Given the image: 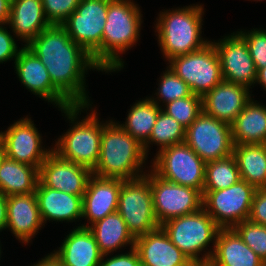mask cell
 Returning <instances> with one entry per match:
<instances>
[{
    "label": "cell",
    "instance_id": "1",
    "mask_svg": "<svg viewBox=\"0 0 266 266\" xmlns=\"http://www.w3.org/2000/svg\"><path fill=\"white\" fill-rule=\"evenodd\" d=\"M26 47L44 64L52 84L73 105H91L85 88V74L88 69L101 70L62 25H50Z\"/></svg>",
    "mask_w": 266,
    "mask_h": 266
},
{
    "label": "cell",
    "instance_id": "2",
    "mask_svg": "<svg viewBox=\"0 0 266 266\" xmlns=\"http://www.w3.org/2000/svg\"><path fill=\"white\" fill-rule=\"evenodd\" d=\"M147 157L143 145L118 122L106 121L102 129L99 160L92 172L101 178L136 179L146 174L141 167H144Z\"/></svg>",
    "mask_w": 266,
    "mask_h": 266
},
{
    "label": "cell",
    "instance_id": "3",
    "mask_svg": "<svg viewBox=\"0 0 266 266\" xmlns=\"http://www.w3.org/2000/svg\"><path fill=\"white\" fill-rule=\"evenodd\" d=\"M142 14L132 0H111L102 36V72L120 71L124 67L121 53L139 39Z\"/></svg>",
    "mask_w": 266,
    "mask_h": 266
},
{
    "label": "cell",
    "instance_id": "4",
    "mask_svg": "<svg viewBox=\"0 0 266 266\" xmlns=\"http://www.w3.org/2000/svg\"><path fill=\"white\" fill-rule=\"evenodd\" d=\"M203 8L194 4L160 12L155 32L165 59L198 51L211 42L201 36Z\"/></svg>",
    "mask_w": 266,
    "mask_h": 266
},
{
    "label": "cell",
    "instance_id": "5",
    "mask_svg": "<svg viewBox=\"0 0 266 266\" xmlns=\"http://www.w3.org/2000/svg\"><path fill=\"white\" fill-rule=\"evenodd\" d=\"M90 106L73 105L61 110L73 126L58 138L53 151L62 159L93 171L99 160L102 129L106 123L99 120L95 110L81 121L76 120L82 109H89Z\"/></svg>",
    "mask_w": 266,
    "mask_h": 266
},
{
    "label": "cell",
    "instance_id": "6",
    "mask_svg": "<svg viewBox=\"0 0 266 266\" xmlns=\"http://www.w3.org/2000/svg\"><path fill=\"white\" fill-rule=\"evenodd\" d=\"M176 245L193 263H208L215 248V241L220 227L202 207L200 210L167 220L160 225ZM213 249H207L210 243ZM204 251L202 257L201 252Z\"/></svg>",
    "mask_w": 266,
    "mask_h": 266
},
{
    "label": "cell",
    "instance_id": "7",
    "mask_svg": "<svg viewBox=\"0 0 266 266\" xmlns=\"http://www.w3.org/2000/svg\"><path fill=\"white\" fill-rule=\"evenodd\" d=\"M111 0H81L61 24L70 38L91 55L102 71V36Z\"/></svg>",
    "mask_w": 266,
    "mask_h": 266
},
{
    "label": "cell",
    "instance_id": "8",
    "mask_svg": "<svg viewBox=\"0 0 266 266\" xmlns=\"http://www.w3.org/2000/svg\"><path fill=\"white\" fill-rule=\"evenodd\" d=\"M118 213L134 239L160 227L155 214L150 174L124 180L118 200Z\"/></svg>",
    "mask_w": 266,
    "mask_h": 266
},
{
    "label": "cell",
    "instance_id": "9",
    "mask_svg": "<svg viewBox=\"0 0 266 266\" xmlns=\"http://www.w3.org/2000/svg\"><path fill=\"white\" fill-rule=\"evenodd\" d=\"M150 167L167 181L203 193L206 163L186 142L158 150Z\"/></svg>",
    "mask_w": 266,
    "mask_h": 266
},
{
    "label": "cell",
    "instance_id": "10",
    "mask_svg": "<svg viewBox=\"0 0 266 266\" xmlns=\"http://www.w3.org/2000/svg\"><path fill=\"white\" fill-rule=\"evenodd\" d=\"M168 62V67L192 93L201 97L223 81L219 55L212 41L198 51L175 56Z\"/></svg>",
    "mask_w": 266,
    "mask_h": 266
},
{
    "label": "cell",
    "instance_id": "11",
    "mask_svg": "<svg viewBox=\"0 0 266 266\" xmlns=\"http://www.w3.org/2000/svg\"><path fill=\"white\" fill-rule=\"evenodd\" d=\"M256 188L240 179L222 190H203L202 207L220 228L248 220Z\"/></svg>",
    "mask_w": 266,
    "mask_h": 266
},
{
    "label": "cell",
    "instance_id": "12",
    "mask_svg": "<svg viewBox=\"0 0 266 266\" xmlns=\"http://www.w3.org/2000/svg\"><path fill=\"white\" fill-rule=\"evenodd\" d=\"M185 142L205 162L233 154L231 125L203 111L186 129Z\"/></svg>",
    "mask_w": 266,
    "mask_h": 266
},
{
    "label": "cell",
    "instance_id": "13",
    "mask_svg": "<svg viewBox=\"0 0 266 266\" xmlns=\"http://www.w3.org/2000/svg\"><path fill=\"white\" fill-rule=\"evenodd\" d=\"M148 172L154 214L160 225L169 219L191 214L202 208L203 196L197 189L167 181L152 169Z\"/></svg>",
    "mask_w": 266,
    "mask_h": 266
},
{
    "label": "cell",
    "instance_id": "14",
    "mask_svg": "<svg viewBox=\"0 0 266 266\" xmlns=\"http://www.w3.org/2000/svg\"><path fill=\"white\" fill-rule=\"evenodd\" d=\"M41 138L34 122L28 116L14 122L6 131H1L5 156L38 168L53 151V148L45 149L41 145L43 143Z\"/></svg>",
    "mask_w": 266,
    "mask_h": 266
},
{
    "label": "cell",
    "instance_id": "15",
    "mask_svg": "<svg viewBox=\"0 0 266 266\" xmlns=\"http://www.w3.org/2000/svg\"><path fill=\"white\" fill-rule=\"evenodd\" d=\"M212 43L219 55L223 81L252 88L257 71L244 38L238 32H233Z\"/></svg>",
    "mask_w": 266,
    "mask_h": 266
},
{
    "label": "cell",
    "instance_id": "16",
    "mask_svg": "<svg viewBox=\"0 0 266 266\" xmlns=\"http://www.w3.org/2000/svg\"><path fill=\"white\" fill-rule=\"evenodd\" d=\"M15 71L19 81L36 96L48 100L60 110L73 104L52 84L50 75L39 60L25 45L21 47L18 57L14 60Z\"/></svg>",
    "mask_w": 266,
    "mask_h": 266
},
{
    "label": "cell",
    "instance_id": "17",
    "mask_svg": "<svg viewBox=\"0 0 266 266\" xmlns=\"http://www.w3.org/2000/svg\"><path fill=\"white\" fill-rule=\"evenodd\" d=\"M93 172L74 162L62 159L52 151L39 168V181L65 193L83 196Z\"/></svg>",
    "mask_w": 266,
    "mask_h": 266
},
{
    "label": "cell",
    "instance_id": "18",
    "mask_svg": "<svg viewBox=\"0 0 266 266\" xmlns=\"http://www.w3.org/2000/svg\"><path fill=\"white\" fill-rule=\"evenodd\" d=\"M249 90L246 86L222 81L202 97L203 112L231 125L252 99Z\"/></svg>",
    "mask_w": 266,
    "mask_h": 266
},
{
    "label": "cell",
    "instance_id": "19",
    "mask_svg": "<svg viewBox=\"0 0 266 266\" xmlns=\"http://www.w3.org/2000/svg\"><path fill=\"white\" fill-rule=\"evenodd\" d=\"M123 179L101 178L92 175L82 197V218L94 224L118 210V200Z\"/></svg>",
    "mask_w": 266,
    "mask_h": 266
},
{
    "label": "cell",
    "instance_id": "20",
    "mask_svg": "<svg viewBox=\"0 0 266 266\" xmlns=\"http://www.w3.org/2000/svg\"><path fill=\"white\" fill-rule=\"evenodd\" d=\"M136 249L143 266H192L188 257L174 245L160 226L135 239Z\"/></svg>",
    "mask_w": 266,
    "mask_h": 266
},
{
    "label": "cell",
    "instance_id": "21",
    "mask_svg": "<svg viewBox=\"0 0 266 266\" xmlns=\"http://www.w3.org/2000/svg\"><path fill=\"white\" fill-rule=\"evenodd\" d=\"M43 222L34 193L7 197V225L16 239L24 244L42 228ZM37 232V233H36Z\"/></svg>",
    "mask_w": 266,
    "mask_h": 266
},
{
    "label": "cell",
    "instance_id": "22",
    "mask_svg": "<svg viewBox=\"0 0 266 266\" xmlns=\"http://www.w3.org/2000/svg\"><path fill=\"white\" fill-rule=\"evenodd\" d=\"M35 195L43 223L74 222L82 218V197L44 186L38 181Z\"/></svg>",
    "mask_w": 266,
    "mask_h": 266
},
{
    "label": "cell",
    "instance_id": "23",
    "mask_svg": "<svg viewBox=\"0 0 266 266\" xmlns=\"http://www.w3.org/2000/svg\"><path fill=\"white\" fill-rule=\"evenodd\" d=\"M53 252L63 266H99L102 258L92 232L84 227L73 229Z\"/></svg>",
    "mask_w": 266,
    "mask_h": 266
},
{
    "label": "cell",
    "instance_id": "24",
    "mask_svg": "<svg viewBox=\"0 0 266 266\" xmlns=\"http://www.w3.org/2000/svg\"><path fill=\"white\" fill-rule=\"evenodd\" d=\"M264 261L233 228H220L209 263L212 266H261Z\"/></svg>",
    "mask_w": 266,
    "mask_h": 266
},
{
    "label": "cell",
    "instance_id": "25",
    "mask_svg": "<svg viewBox=\"0 0 266 266\" xmlns=\"http://www.w3.org/2000/svg\"><path fill=\"white\" fill-rule=\"evenodd\" d=\"M7 25L26 46L51 24L45 17L42 0H11Z\"/></svg>",
    "mask_w": 266,
    "mask_h": 266
},
{
    "label": "cell",
    "instance_id": "26",
    "mask_svg": "<svg viewBox=\"0 0 266 266\" xmlns=\"http://www.w3.org/2000/svg\"><path fill=\"white\" fill-rule=\"evenodd\" d=\"M234 144H266V106L250 100L231 124Z\"/></svg>",
    "mask_w": 266,
    "mask_h": 266
},
{
    "label": "cell",
    "instance_id": "27",
    "mask_svg": "<svg viewBox=\"0 0 266 266\" xmlns=\"http://www.w3.org/2000/svg\"><path fill=\"white\" fill-rule=\"evenodd\" d=\"M78 227L88 228L97 244L102 255H109L116 250L129 244L134 247L135 239L127 229L126 222L123 220L118 211L105 216L92 225H84Z\"/></svg>",
    "mask_w": 266,
    "mask_h": 266
},
{
    "label": "cell",
    "instance_id": "28",
    "mask_svg": "<svg viewBox=\"0 0 266 266\" xmlns=\"http://www.w3.org/2000/svg\"><path fill=\"white\" fill-rule=\"evenodd\" d=\"M39 168L19 163L6 156L0 163V193L11 195L29 194L36 191Z\"/></svg>",
    "mask_w": 266,
    "mask_h": 266
},
{
    "label": "cell",
    "instance_id": "29",
    "mask_svg": "<svg viewBox=\"0 0 266 266\" xmlns=\"http://www.w3.org/2000/svg\"><path fill=\"white\" fill-rule=\"evenodd\" d=\"M240 178L256 189L266 187V144H234Z\"/></svg>",
    "mask_w": 266,
    "mask_h": 266
},
{
    "label": "cell",
    "instance_id": "30",
    "mask_svg": "<svg viewBox=\"0 0 266 266\" xmlns=\"http://www.w3.org/2000/svg\"><path fill=\"white\" fill-rule=\"evenodd\" d=\"M161 109L150 97H146V99L139 100L131 106L125 124L120 123L119 125L140 144L144 145L152 133Z\"/></svg>",
    "mask_w": 266,
    "mask_h": 266
},
{
    "label": "cell",
    "instance_id": "31",
    "mask_svg": "<svg viewBox=\"0 0 266 266\" xmlns=\"http://www.w3.org/2000/svg\"><path fill=\"white\" fill-rule=\"evenodd\" d=\"M240 173L233 154L206 163L203 190H222L236 184Z\"/></svg>",
    "mask_w": 266,
    "mask_h": 266
},
{
    "label": "cell",
    "instance_id": "32",
    "mask_svg": "<svg viewBox=\"0 0 266 266\" xmlns=\"http://www.w3.org/2000/svg\"><path fill=\"white\" fill-rule=\"evenodd\" d=\"M185 135L186 129L184 126L161 109L152 133L148 141L143 145L144 152L148 155L150 144L153 143L160 146L159 150H161L168 146L185 142Z\"/></svg>",
    "mask_w": 266,
    "mask_h": 266
},
{
    "label": "cell",
    "instance_id": "33",
    "mask_svg": "<svg viewBox=\"0 0 266 266\" xmlns=\"http://www.w3.org/2000/svg\"><path fill=\"white\" fill-rule=\"evenodd\" d=\"M164 105L163 111L177 120L185 129H187L203 111L202 97L196 94L176 99Z\"/></svg>",
    "mask_w": 266,
    "mask_h": 266
},
{
    "label": "cell",
    "instance_id": "34",
    "mask_svg": "<svg viewBox=\"0 0 266 266\" xmlns=\"http://www.w3.org/2000/svg\"><path fill=\"white\" fill-rule=\"evenodd\" d=\"M166 69L167 71L165 70V73L163 72V75L159 80V88L155 93L157 97L154 98L151 96L150 98L160 107H162L159 104L161 101L167 104L176 99L188 97L193 94L190 87L178 75H176L169 67Z\"/></svg>",
    "mask_w": 266,
    "mask_h": 266
},
{
    "label": "cell",
    "instance_id": "35",
    "mask_svg": "<svg viewBox=\"0 0 266 266\" xmlns=\"http://www.w3.org/2000/svg\"><path fill=\"white\" fill-rule=\"evenodd\" d=\"M233 229L243 242L266 262V226L244 220L236 224Z\"/></svg>",
    "mask_w": 266,
    "mask_h": 266
},
{
    "label": "cell",
    "instance_id": "36",
    "mask_svg": "<svg viewBox=\"0 0 266 266\" xmlns=\"http://www.w3.org/2000/svg\"><path fill=\"white\" fill-rule=\"evenodd\" d=\"M246 41L249 53L254 62L256 71L266 67V30L265 29H251L245 32L237 31Z\"/></svg>",
    "mask_w": 266,
    "mask_h": 266
},
{
    "label": "cell",
    "instance_id": "37",
    "mask_svg": "<svg viewBox=\"0 0 266 266\" xmlns=\"http://www.w3.org/2000/svg\"><path fill=\"white\" fill-rule=\"evenodd\" d=\"M81 0H42L46 19L51 25H61L77 8Z\"/></svg>",
    "mask_w": 266,
    "mask_h": 266
},
{
    "label": "cell",
    "instance_id": "38",
    "mask_svg": "<svg viewBox=\"0 0 266 266\" xmlns=\"http://www.w3.org/2000/svg\"><path fill=\"white\" fill-rule=\"evenodd\" d=\"M21 48L15 42V38L7 31L4 25H0V63L15 60Z\"/></svg>",
    "mask_w": 266,
    "mask_h": 266
},
{
    "label": "cell",
    "instance_id": "39",
    "mask_svg": "<svg viewBox=\"0 0 266 266\" xmlns=\"http://www.w3.org/2000/svg\"><path fill=\"white\" fill-rule=\"evenodd\" d=\"M248 220L266 226V187L256 190Z\"/></svg>",
    "mask_w": 266,
    "mask_h": 266
},
{
    "label": "cell",
    "instance_id": "40",
    "mask_svg": "<svg viewBox=\"0 0 266 266\" xmlns=\"http://www.w3.org/2000/svg\"><path fill=\"white\" fill-rule=\"evenodd\" d=\"M130 252L118 255H113L111 258H107L106 255H102L99 266H141L139 255L136 249L130 247ZM106 257V260H104Z\"/></svg>",
    "mask_w": 266,
    "mask_h": 266
},
{
    "label": "cell",
    "instance_id": "41",
    "mask_svg": "<svg viewBox=\"0 0 266 266\" xmlns=\"http://www.w3.org/2000/svg\"><path fill=\"white\" fill-rule=\"evenodd\" d=\"M11 0H0V25H7L10 16Z\"/></svg>",
    "mask_w": 266,
    "mask_h": 266
},
{
    "label": "cell",
    "instance_id": "42",
    "mask_svg": "<svg viewBox=\"0 0 266 266\" xmlns=\"http://www.w3.org/2000/svg\"><path fill=\"white\" fill-rule=\"evenodd\" d=\"M7 225V197L0 193V231Z\"/></svg>",
    "mask_w": 266,
    "mask_h": 266
},
{
    "label": "cell",
    "instance_id": "43",
    "mask_svg": "<svg viewBox=\"0 0 266 266\" xmlns=\"http://www.w3.org/2000/svg\"><path fill=\"white\" fill-rule=\"evenodd\" d=\"M31 266H63L51 253Z\"/></svg>",
    "mask_w": 266,
    "mask_h": 266
},
{
    "label": "cell",
    "instance_id": "44",
    "mask_svg": "<svg viewBox=\"0 0 266 266\" xmlns=\"http://www.w3.org/2000/svg\"><path fill=\"white\" fill-rule=\"evenodd\" d=\"M255 83L261 84V86L264 87L266 91V67H263L257 71V78Z\"/></svg>",
    "mask_w": 266,
    "mask_h": 266
},
{
    "label": "cell",
    "instance_id": "45",
    "mask_svg": "<svg viewBox=\"0 0 266 266\" xmlns=\"http://www.w3.org/2000/svg\"><path fill=\"white\" fill-rule=\"evenodd\" d=\"M4 156H5V150H4V146L1 142L0 143V163H1L2 159L4 158Z\"/></svg>",
    "mask_w": 266,
    "mask_h": 266
},
{
    "label": "cell",
    "instance_id": "46",
    "mask_svg": "<svg viewBox=\"0 0 266 266\" xmlns=\"http://www.w3.org/2000/svg\"><path fill=\"white\" fill-rule=\"evenodd\" d=\"M192 266H212V265L208 262V263H196L193 264Z\"/></svg>",
    "mask_w": 266,
    "mask_h": 266
},
{
    "label": "cell",
    "instance_id": "47",
    "mask_svg": "<svg viewBox=\"0 0 266 266\" xmlns=\"http://www.w3.org/2000/svg\"><path fill=\"white\" fill-rule=\"evenodd\" d=\"M261 266H266V262H263V263L261 264Z\"/></svg>",
    "mask_w": 266,
    "mask_h": 266
}]
</instances>
